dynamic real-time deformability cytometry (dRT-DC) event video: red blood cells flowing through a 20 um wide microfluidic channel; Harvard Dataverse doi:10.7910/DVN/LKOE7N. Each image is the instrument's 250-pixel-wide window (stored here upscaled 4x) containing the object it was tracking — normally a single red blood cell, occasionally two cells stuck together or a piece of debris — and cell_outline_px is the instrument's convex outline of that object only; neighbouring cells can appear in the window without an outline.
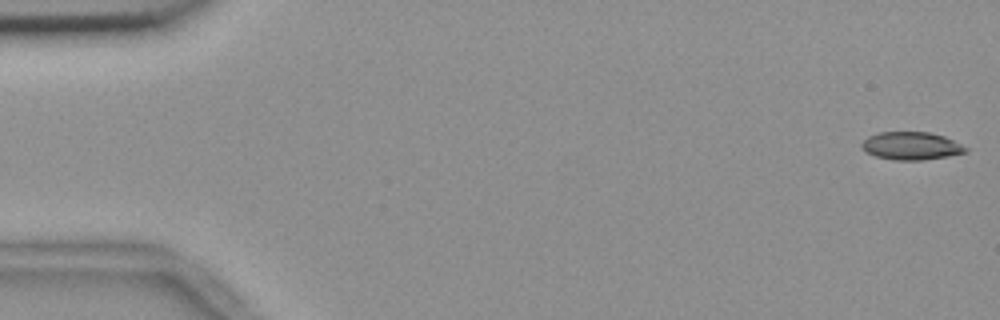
{"species": "common noctule bat (a hibernating species)", "species_latin": "Nyctalus noctula", "temperature_condition": "room temperature", "stored_images_in_passage": 55, "camera_frame_rate_fps": 3000, "um_per_image_px": 0.085, "animal": {"sex": "female", "body_mass_g": 18.4}, "frame": {"image": 1, "passage_image": 1, "time_ms": 0.0, "image_size_px": [1000, 320], "cell_outline_px": [[968, 152], [948, 156], [920, 160], [892, 160], [876, 156], [868, 152], [860, 144], [868, 136], [880, 132], [928, 132], [944, 136], [968, 148]], "centroid_in_image_um": [77.47, 12.4], "position_along_channel_um": 7.5, "area_um2": 16.7}}
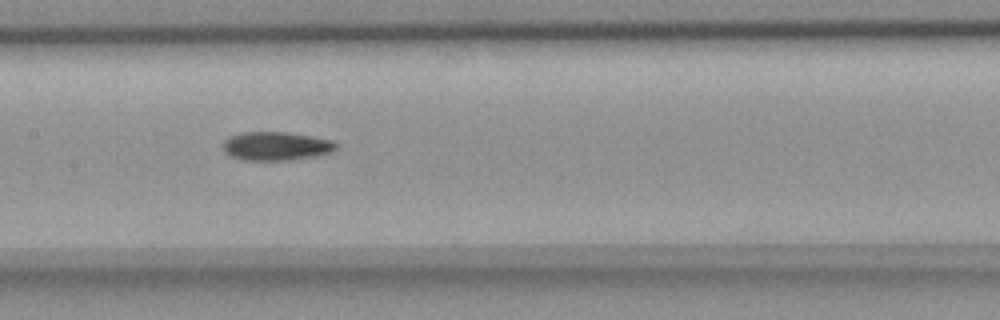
{"frame": {"image": 2, "passage_image": 27, "time_ms": 8.667, "image_size_px": [1000, 320], "cell_outline_px": [[340, 148], [332, 152], [312, 156], [288, 160], [244, 160], [232, 156], [224, 152], [224, 140], [232, 136], [244, 132], [284, 132], [332, 140], [340, 144]], "centroid_in_image_um": [23.52, 12.42], "position_along_channel_um": 183.9, "area_um2": 18.67}}
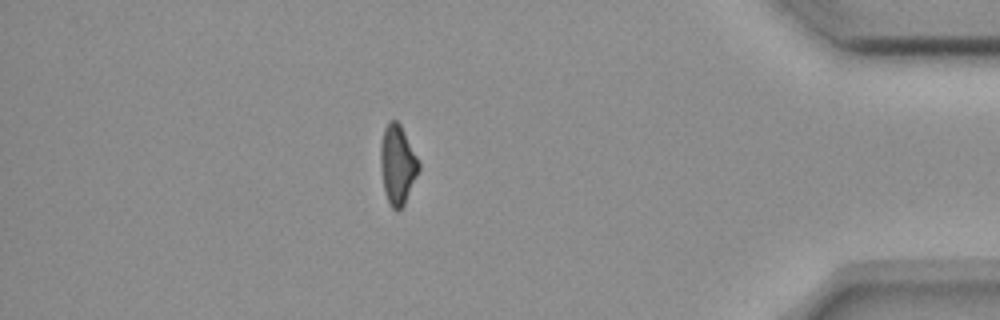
{"frame": {"image": 3, "passage_image": 48, "time_ms": 15.667, "image_size_px": [1000, 320], "cell_outline_px": [[420, 168], [404, 204], [396, 212], [392, 208], [388, 200], [384, 188], [380, 164], [380, 144], [384, 128], [392, 120], [396, 120], [400, 124], [420, 164]], "centroid_in_image_um": [33.78, 13.99], "position_along_channel_um": 401.4, "area_um2": 17.28}, "authors_computed_cell_mechanics": {"area_um2": 18.207, "velocity_mm_per_s": 3.6877, "shape_relaxation_time_tau1_ms": 11.1939, "shape_relaxation_time_tau2_ms": 7.2407, "deformation_change_tau1": 0.2316, "deformation_change_tau2": 0.1437}}